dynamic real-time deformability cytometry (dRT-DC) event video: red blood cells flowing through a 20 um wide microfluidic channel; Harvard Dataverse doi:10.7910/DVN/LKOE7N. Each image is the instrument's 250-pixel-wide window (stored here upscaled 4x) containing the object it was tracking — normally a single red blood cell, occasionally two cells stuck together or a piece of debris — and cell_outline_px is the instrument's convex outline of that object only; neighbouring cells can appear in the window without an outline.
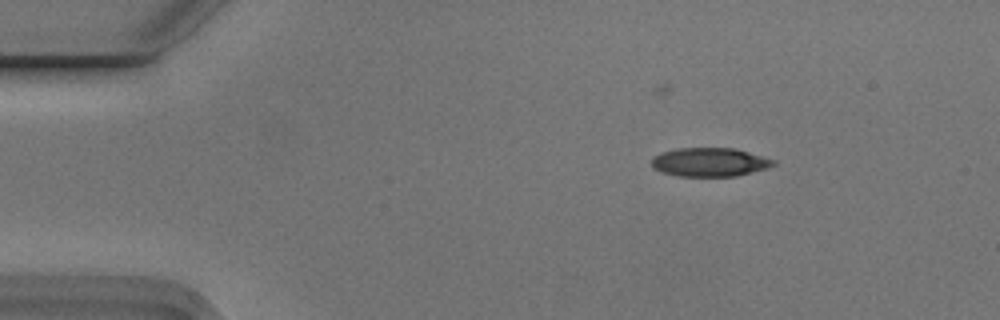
{"species": "Egyptian fruit bat (a non-hibernating species)", "species_latin": "Rousettus aegyptiacus", "temperature_condition": "cold", "stored_images_in_passage": 3, "camera_frame_rate_fps": 3000, "um_per_image_px": 0.085, "animal": {"sex": "male"}, "frame": {"image": 1, "passage_image": 1, "time_ms": 0.0, "image_size_px": [1000, 320], "cell_outline_px": [[776, 164], [768, 168], [736, 176], [680, 176], [664, 172], [652, 168], [652, 156], [660, 152], [676, 148], [736, 148], [776, 160]], "centroid_in_image_um": [60.33, 13.77], "position_along_channel_um": 24.7, "area_um2": 20.52}}